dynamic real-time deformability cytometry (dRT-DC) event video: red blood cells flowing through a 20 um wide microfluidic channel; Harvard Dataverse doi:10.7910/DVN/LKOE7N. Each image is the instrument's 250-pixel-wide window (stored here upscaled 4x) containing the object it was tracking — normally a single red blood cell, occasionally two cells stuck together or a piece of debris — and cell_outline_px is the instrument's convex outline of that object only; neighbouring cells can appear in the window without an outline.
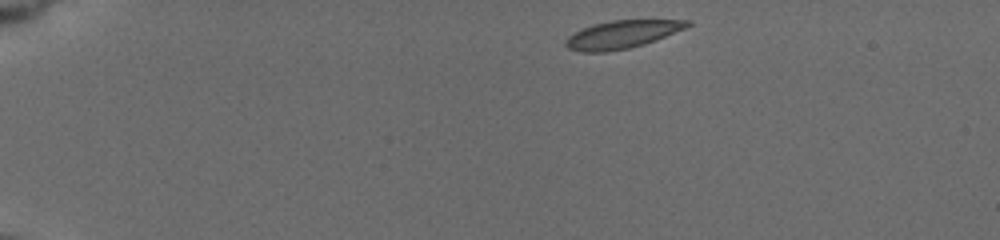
{"species": "common noctule bat (a hibernating species)", "species_latin": "Nyctalus noctula", "temperature_condition": "cold", "stored_images_in_passage": 26, "camera_frame_rate_fps": 3000, "um_per_image_px": 0.085, "animal": {"sex": "female", "body_mass_g": 19.5, "forearm_length_mm": 54.1}, "frame": {"image": 1, "passage_image": 1, "time_ms": 0.0, "image_size_px": [1000, 240], "cell_outline_px": [[692, 24], [684, 28], [656, 40], [644, 44], [628, 48], [604, 52], [580, 52], [568, 48], [564, 44], [564, 40], [568, 36], [580, 28], [592, 24], [612, 20], [692, 20]], "centroid_in_image_um": [52.82, 2.92], "position_along_channel_um": 32.2, "area_um2": 19.83}}
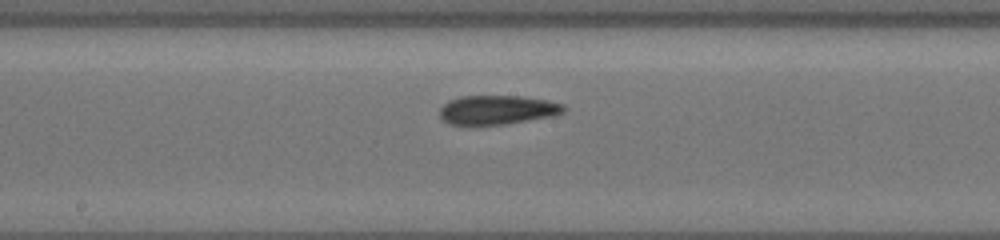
{"frame": {"image": 2, "passage_image": 15, "time_ms": 7.0, "image_size_px": [1000, 240], "cell_outline_px": [[568, 108], [564, 112], [556, 116], [504, 124], [448, 124], [440, 120], [440, 108], [448, 100], [460, 96], [520, 96], [548, 100], [564, 104]], "centroid_in_image_um": [42.3, 9.33], "position_along_channel_um": 205.9, "area_um2": 21.27}}
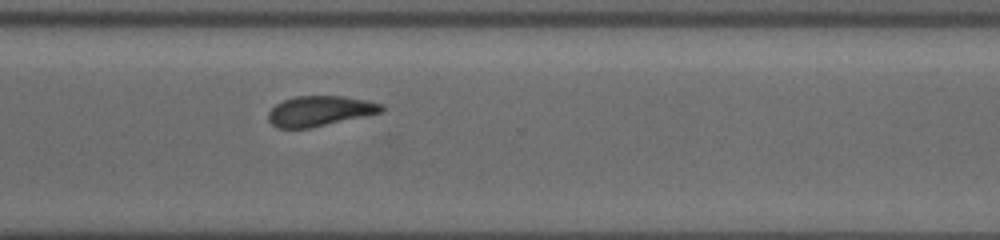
{"frame": {"image": 3, "passage_image": 26, "time_ms": 10.667, "image_size_px": [1000, 240], "cell_outline_px": [[384, 112], [308, 128], [276, 128], [268, 120], [268, 112], [276, 104], [284, 100], [296, 96], [344, 96], [384, 104]], "centroid_in_image_um": [27.19, 9.43], "position_along_channel_um": 343.4, "area_um2": 19.83}}